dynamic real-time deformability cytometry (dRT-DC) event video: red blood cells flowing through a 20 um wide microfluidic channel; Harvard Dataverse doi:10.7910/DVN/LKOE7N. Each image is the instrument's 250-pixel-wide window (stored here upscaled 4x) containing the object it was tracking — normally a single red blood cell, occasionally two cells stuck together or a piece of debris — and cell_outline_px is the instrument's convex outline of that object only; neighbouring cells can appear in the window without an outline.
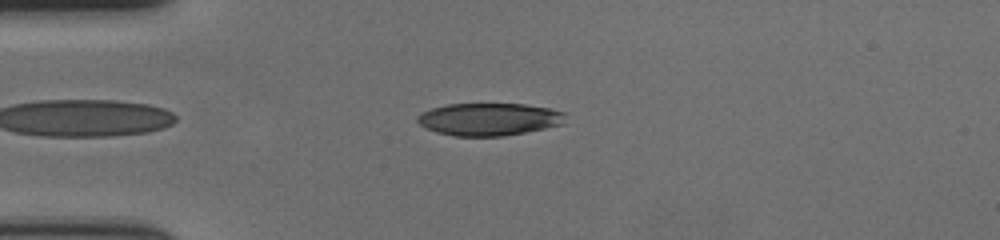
{"species": "human", "species_latin": "Homo sapiens", "temperature_condition": "cold", "stored_images_in_passage": 48, "camera_frame_rate_fps": 3000, "um_per_image_px": 0.085, "donor": {"sex": "female"}, "frame": {"image": 1, "passage_image": 5, "time_ms": 1.333, "image_size_px": [1000, 240], "cell_outline_px": [[564, 124], [504, 136], [456, 136], [436, 132], [420, 124], [416, 120], [416, 116], [432, 108], [444, 104], [524, 104], [548, 108], [564, 112]], "centroid_in_image_um": [41.56, 10.13], "position_along_channel_um": 43.4, "area_um2": 27.86}}
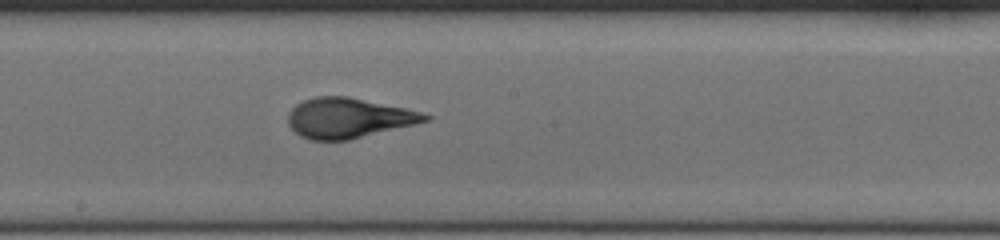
{"frame": {"image": 2, "passage_image": 22, "time_ms": 7.0, "image_size_px": [1000, 240], "cell_outline_px": [[432, 120], [348, 140], [308, 140], [300, 136], [288, 124], [288, 112], [296, 104], [304, 100], [316, 96], [348, 96], [404, 108], [420, 112], [432, 116]], "centroid_in_image_um": [29.6, 10.03], "position_along_channel_um": 218.6, "area_um2": 31.91}}
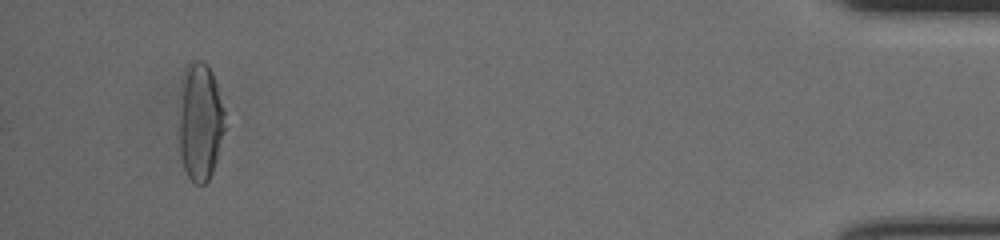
{"frame": {"image": 3, "passage_image": 45, "time_ms": 14.667, "image_size_px": [1000, 240], "cell_outline_px": [[224, 128], [216, 160], [212, 172], [208, 180], [204, 184], [196, 184], [188, 176], [184, 168], [180, 152], [180, 112], [184, 68], [192, 60], [204, 60], [208, 64], [212, 72], [216, 84], [224, 112]], "centroid_in_image_um": [17.01, 10.32], "position_along_channel_um": 418.2, "area_um2": 30.92}, "authors_computed_cell_mechanics": {"area_um2": 31.0386, "velocity_mm_per_s": 3.5586, "shape_relaxation_time_tau1_ms": 4.6222, "shape_relaxation_time_tau2_ms": 0.7659, "deformation_change_tau1": 0.2077, "deformation_change_tau2": 0.0852}}